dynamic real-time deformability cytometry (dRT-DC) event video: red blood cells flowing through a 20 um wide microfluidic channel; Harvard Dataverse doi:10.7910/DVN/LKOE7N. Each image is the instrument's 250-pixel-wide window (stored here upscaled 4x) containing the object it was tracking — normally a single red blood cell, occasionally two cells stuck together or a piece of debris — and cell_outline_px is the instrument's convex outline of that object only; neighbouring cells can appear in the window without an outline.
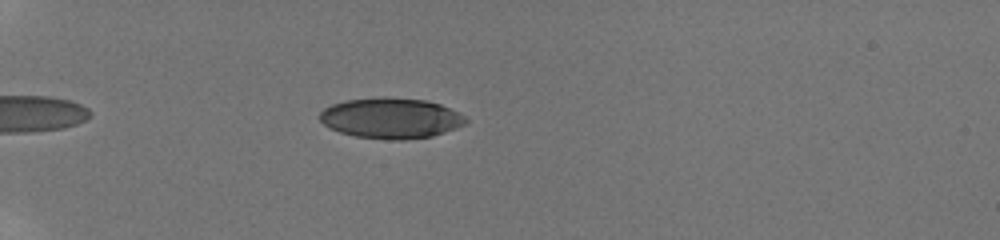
{"species": "human", "species_latin": "Homo sapiens", "temperature_condition": "room temperature", "stored_images_in_passage": 10, "camera_frame_rate_fps": 3000, "um_per_image_px": 0.085, "donor": {"sex": "male"}, "frame": {"image": 1, "passage_image": 8, "time_ms": 2.0, "image_size_px": [1000, 240], "cell_outline_px": [[468, 120], [464, 124], [456, 128], [432, 136], [404, 140], [388, 140], [356, 136], [340, 132], [328, 128], [320, 120], [320, 112], [324, 108], [332, 104], [348, 100], [380, 96], [384, 96], [424, 100], [440, 104], [464, 116]], "centroid_in_image_um": [33.2, 10.04], "position_along_channel_um": 51.8, "area_um2": 34.51}}